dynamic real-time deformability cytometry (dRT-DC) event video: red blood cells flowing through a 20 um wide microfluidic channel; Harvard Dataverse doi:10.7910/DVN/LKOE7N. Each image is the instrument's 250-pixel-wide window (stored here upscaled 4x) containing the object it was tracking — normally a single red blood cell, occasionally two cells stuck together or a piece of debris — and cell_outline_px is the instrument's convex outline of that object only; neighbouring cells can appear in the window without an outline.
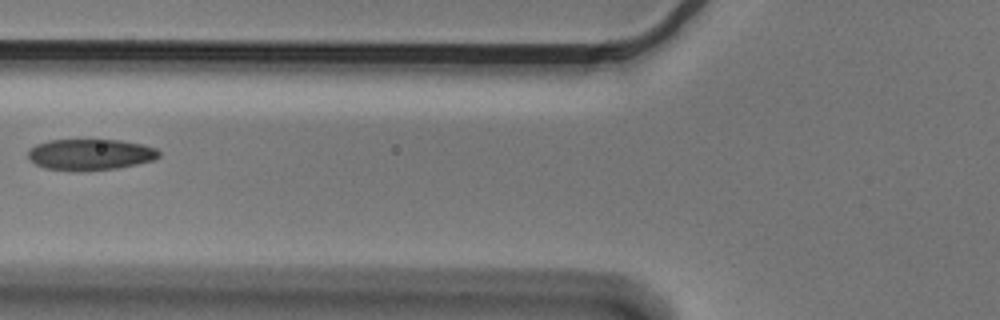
{"species": "Egyptian fruit bat (a non-hibernating species)", "species_latin": "Rousettus aegyptiacus", "temperature_condition": "cold", "stored_images_in_passage": 4, "camera_frame_rate_fps": 3000, "um_per_image_px": 0.085, "animal": {"sex": "male"}, "frame": {"image": 1, "passage_image": 3, "time_ms": 0.667, "image_size_px": [1000, 320], "cell_outline_px": [[160, 156], [152, 160], [136, 164], [116, 168], [84, 172], [76, 172], [44, 168], [28, 160], [28, 148], [36, 144], [48, 140], [120, 140], [144, 144], [156, 148], [160, 152]], "centroid_in_image_um": [7.63, 13.14], "position_along_channel_um": 118.2, "area_um2": 24.16}}
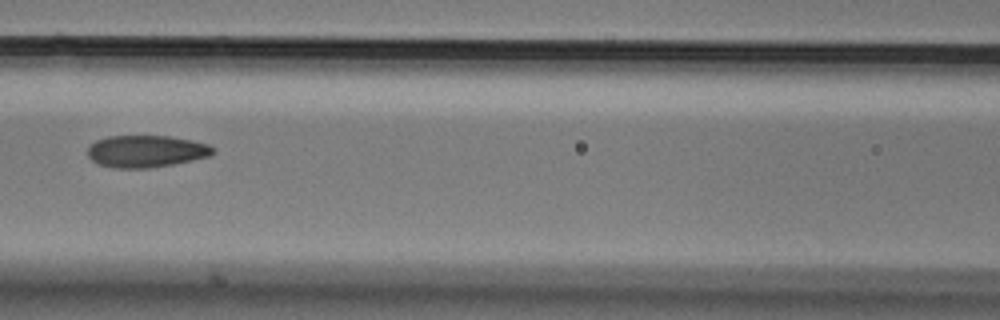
{"frame": {"image": 2, "passage_image": 4, "time_ms": 1.0, "image_size_px": [1000, 320], "cell_outline_px": [[216, 152], [212, 156], [172, 164], [148, 168], [112, 168], [96, 164], [88, 156], [88, 144], [96, 140], [108, 136], [168, 136], [192, 140], [208, 144], [216, 148]], "centroid_in_image_um": [12.42, 12.86], "position_along_channel_um": 154.2, "area_um2": 23.7}}